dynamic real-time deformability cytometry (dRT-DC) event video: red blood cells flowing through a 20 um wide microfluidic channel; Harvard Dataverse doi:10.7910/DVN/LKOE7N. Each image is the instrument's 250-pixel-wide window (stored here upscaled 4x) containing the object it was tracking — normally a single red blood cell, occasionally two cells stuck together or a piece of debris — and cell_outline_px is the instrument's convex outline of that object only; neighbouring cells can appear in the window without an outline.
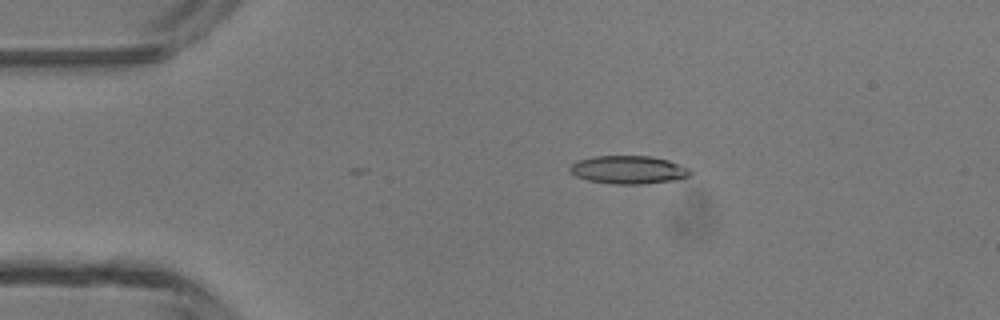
{"species": "common noctule bat (a hibernating species)", "species_latin": "Nyctalus noctula", "temperature_condition": "room temperature", "stored_images_in_passage": 47, "camera_frame_rate_fps": 3000, "um_per_image_px": 0.085, "animal": {"sex": "male", "body_mass_g": 13.3}, "frame": {"image": 1, "passage_image": 9, "time_ms": 2.667, "image_size_px": [1000, 320], "cell_outline_px": [[692, 172], [688, 176], [680, 180], [644, 184], [612, 184], [588, 180], [576, 176], [568, 168], [576, 160], [592, 156], [652, 156], [668, 160], [692, 168]], "centroid_in_image_um": [53.47, 14.43], "position_along_channel_um": 31.5, "area_um2": 20.06}}
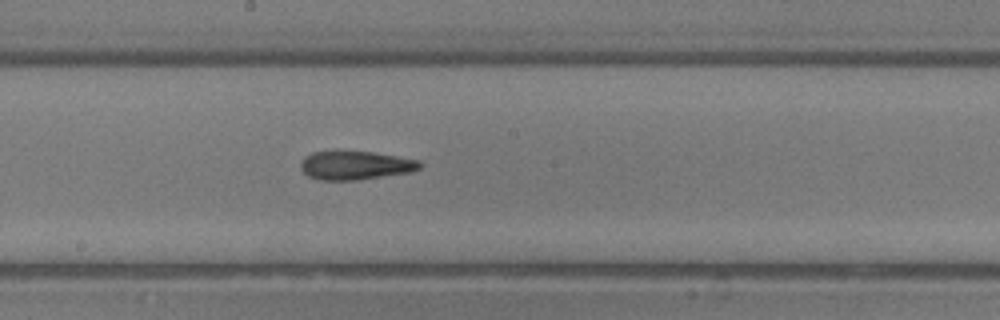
{"frame": {"image": 2, "passage_image": 25, "time_ms": 8.0, "image_size_px": [1000, 320], "cell_outline_px": [[424, 164], [420, 168], [412, 172], [360, 180], [320, 180], [308, 176], [300, 168], [300, 160], [304, 156], [312, 152], [372, 152], [420, 160]], "centroid_in_image_um": [30.23, 14.07], "position_along_channel_um": 218.0, "area_um2": 20.0}}
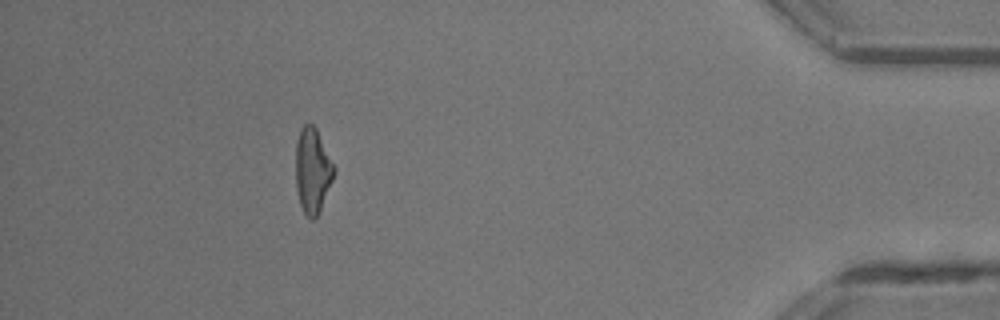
{"frame": {"image": 3, "passage_image": 42, "time_ms": 13.667, "image_size_px": [1000, 320], "cell_outline_px": [[336, 172], [320, 208], [316, 216], [312, 220], [304, 212], [300, 204], [296, 188], [296, 140], [300, 128], [304, 124], [312, 124], [316, 128], [336, 168]], "centroid_in_image_um": [26.56, 14.45], "position_along_channel_um": 408.6, "area_um2": 18.84}, "authors_computed_cell_mechanics": {"area_um2": 19.8254, "velocity_mm_per_s": 4.3889, "shape_relaxation_time_tau1_ms": 6.5916, "shape_relaxation_time_tau2_ms": 3.8008, "deformation_change_tau1": 0.2141, "deformation_change_tau2": 0.1434}}